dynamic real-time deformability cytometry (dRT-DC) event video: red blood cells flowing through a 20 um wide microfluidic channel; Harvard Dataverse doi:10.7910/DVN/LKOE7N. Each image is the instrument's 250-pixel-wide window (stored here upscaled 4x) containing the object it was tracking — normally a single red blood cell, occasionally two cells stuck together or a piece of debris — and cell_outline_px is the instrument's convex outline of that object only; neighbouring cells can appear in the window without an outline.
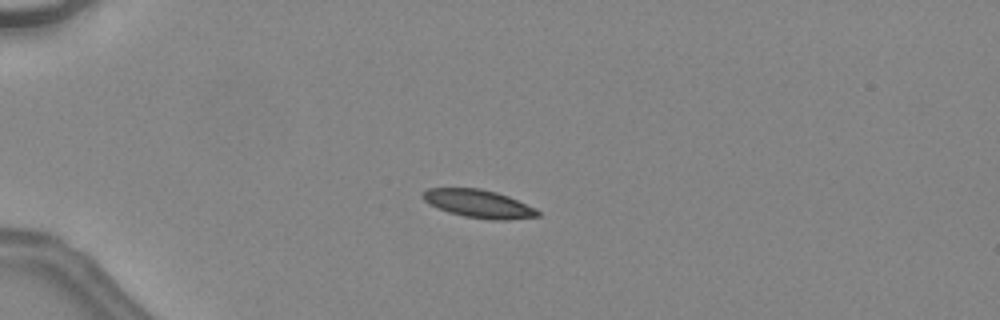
{"species": "common noctule bat (a hibernating species)", "species_latin": "Nyctalus noctula", "temperature_condition": "warm", "stored_images_in_passage": 48, "camera_frame_rate_fps": 3000, "um_per_image_px": 0.085, "animal": {"sex": "female", "body_mass_g": 24.6, "forearm_length_mm": 56.2}, "frame": {"image": 1, "passage_image": 14, "time_ms": 4.333, "image_size_px": [1000, 320], "cell_outline_px": [[540, 216], [508, 220], [492, 220], [464, 216], [448, 212], [428, 204], [424, 200], [424, 192], [428, 188], [480, 188], [496, 192], [508, 196], [536, 208], [540, 212]], "centroid_in_image_um": [40.71, 17.32], "position_along_channel_um": 44.3, "area_um2": 18.73}, "authors_computed_cell_mechanics": {"area_um2": 18.496, "velocity_mm_per_s": 4.5037, "shape_relaxation_time_tau1_ms": 3.2963, "shape_relaxation_time_tau2_ms": 1.8257, "deformation_change_tau1": 0.1151, "deformation_change_tau2": 0.0671}}